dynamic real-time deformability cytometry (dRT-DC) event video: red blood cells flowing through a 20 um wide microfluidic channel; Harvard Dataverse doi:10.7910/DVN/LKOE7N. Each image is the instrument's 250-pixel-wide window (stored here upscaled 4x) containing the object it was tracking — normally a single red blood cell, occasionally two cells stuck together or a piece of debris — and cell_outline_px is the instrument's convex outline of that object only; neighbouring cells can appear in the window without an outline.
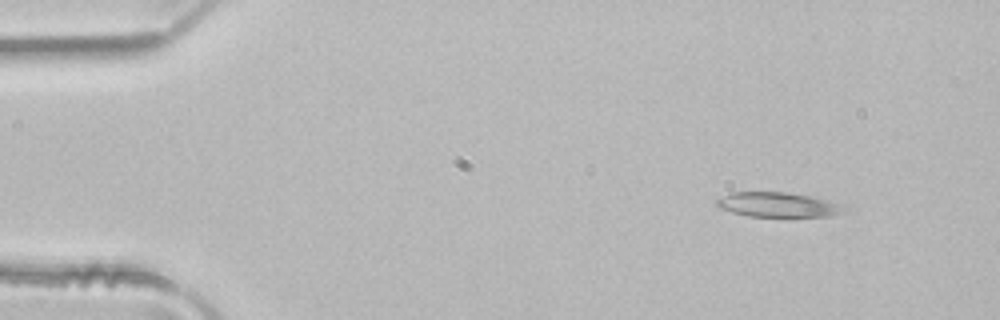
{"species": "common noctule bat (a hibernating species)", "species_latin": "Nyctalus noctula", "temperature_condition": "room temperature", "stored_images_in_passage": 3, "camera_frame_rate_fps": 3000, "um_per_image_px": 0.085, "animal": {"sex": "male", "body_mass_g": 21.5, "forearm_length_mm": 52.0}, "frame": {"image": 1, "passage_image": 1, "time_ms": 0.0, "image_size_px": [1000, 320], "cell_outline_px": [[844, 212], [832, 216], [748, 216], [732, 212], [720, 208], [716, 204], [716, 200], [732, 192], [788, 192], [828, 200], [844, 208]], "centroid_in_image_um": [66.08, 17.4], "position_along_channel_um": 18.9, "area_um2": 17.98}}